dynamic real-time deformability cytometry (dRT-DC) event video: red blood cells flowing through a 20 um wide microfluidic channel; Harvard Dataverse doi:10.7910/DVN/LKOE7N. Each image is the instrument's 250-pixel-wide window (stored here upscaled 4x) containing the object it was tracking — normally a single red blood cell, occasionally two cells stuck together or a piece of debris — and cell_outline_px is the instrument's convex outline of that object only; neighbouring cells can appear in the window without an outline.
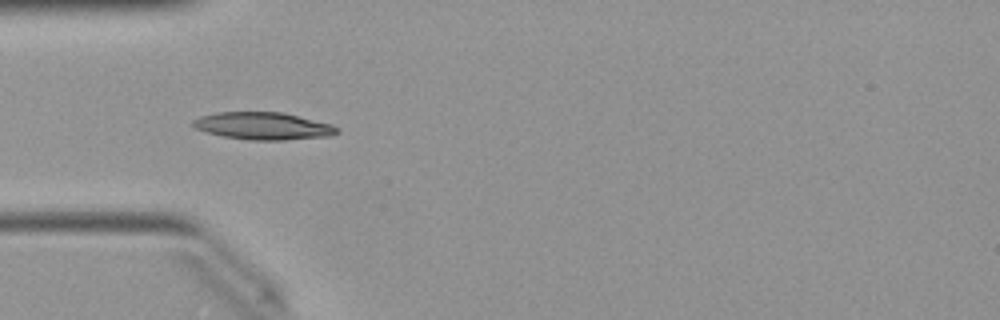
{"species": "Egyptian fruit bat (a non-hibernating species)", "species_latin": "Rousettus aegyptiacus", "temperature_condition": "warm", "stored_images_in_passage": 25, "camera_frame_rate_fps": 3000, "um_per_image_px": 0.085, "animal": {"sex": "female"}, "frame": {"image": 1, "passage_image": 4, "time_ms": 1.0, "image_size_px": [1000, 320], "cell_outline_px": [[340, 132], [332, 136], [284, 140], [248, 140], [224, 136], [208, 132], [196, 128], [192, 124], [192, 120], [200, 116], [216, 112], [284, 112], [332, 124], [340, 128]], "centroid_in_image_um": [22.43, 10.7], "position_along_channel_um": 62.6, "area_um2": 23.12}}